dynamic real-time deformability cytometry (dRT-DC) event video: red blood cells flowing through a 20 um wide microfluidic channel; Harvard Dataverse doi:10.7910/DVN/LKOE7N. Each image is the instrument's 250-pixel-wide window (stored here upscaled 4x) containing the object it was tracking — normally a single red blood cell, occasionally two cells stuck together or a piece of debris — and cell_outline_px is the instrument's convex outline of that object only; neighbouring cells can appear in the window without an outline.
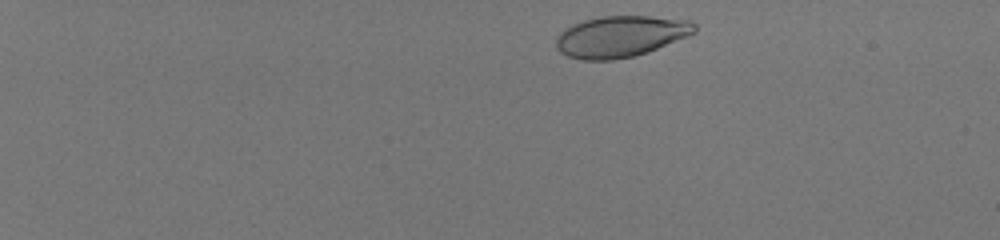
{"species": "human", "species_latin": "Homo sapiens", "temperature_condition": "room temperature", "stored_images_in_passage": 47, "camera_frame_rate_fps": 3000, "um_per_image_px": 0.085, "donor": {"sex": "male"}, "frame": {"image": 1, "passage_image": 2, "time_ms": 0.333, "image_size_px": [1000, 240], "cell_outline_px": [[696, 32], [688, 36], [656, 48], [632, 56], [612, 60], [584, 60], [568, 56], [560, 52], [556, 48], [556, 36], [560, 32], [572, 24], [584, 20], [600, 16], [648, 16], [692, 20], [696, 24]], "centroid_in_image_um": [52.74, 3.08], "position_along_channel_um": 32.3, "area_um2": 33.18}}
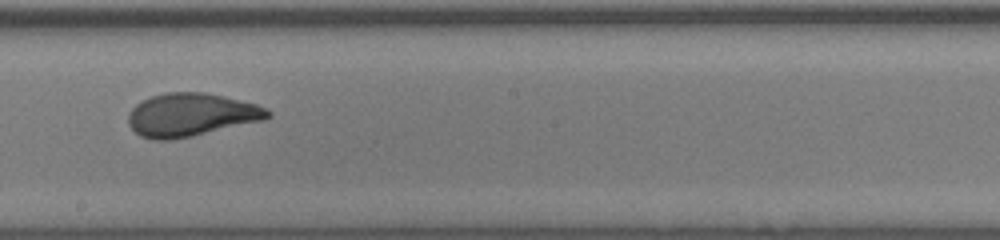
{"frame": {"image": 2, "passage_image": 28, "time_ms": 9.0, "image_size_px": [1000, 240], "cell_outline_px": [[272, 116], [264, 120], [192, 136], [168, 140], [152, 140], [140, 136], [128, 124], [128, 112], [136, 104], [152, 96], [168, 92], [204, 92], [224, 96], [256, 104], [268, 108], [272, 112]], "centroid_in_image_um": [16.25, 9.76], "position_along_channel_um": 231.9, "area_um2": 35.08}}
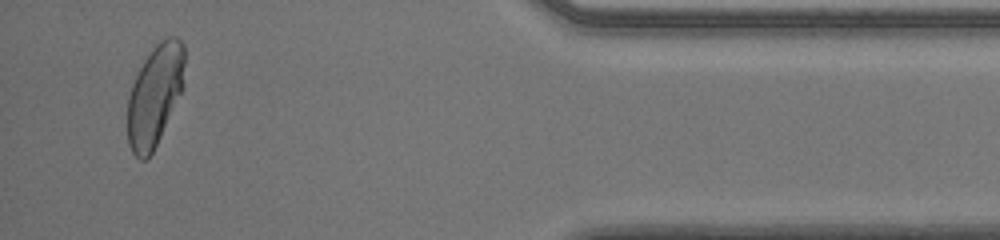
{"frame": {"image": 3, "passage_image": 45, "time_ms": 14.667, "image_size_px": [1000, 240], "cell_outline_px": [[184, 88], [152, 152], [144, 160], [140, 160], [132, 152], [128, 144], [128, 96], [132, 84], [144, 60], [152, 48], [160, 40], [168, 36], [176, 36], [184, 44]], "centroid_in_image_um": [13.18, 8.07], "position_along_channel_um": 422.0, "area_um2": 33.58}, "authors_computed_cell_mechanics": {"area_um2": 34.1598, "velocity_mm_per_s": 4.0063, "shape_relaxation_time_tau1_ms": 4.61, "shape_relaxation_time_tau2_ms": null, "deformation_change_tau1": 0.1891, "deformation_change_tau2": null}}